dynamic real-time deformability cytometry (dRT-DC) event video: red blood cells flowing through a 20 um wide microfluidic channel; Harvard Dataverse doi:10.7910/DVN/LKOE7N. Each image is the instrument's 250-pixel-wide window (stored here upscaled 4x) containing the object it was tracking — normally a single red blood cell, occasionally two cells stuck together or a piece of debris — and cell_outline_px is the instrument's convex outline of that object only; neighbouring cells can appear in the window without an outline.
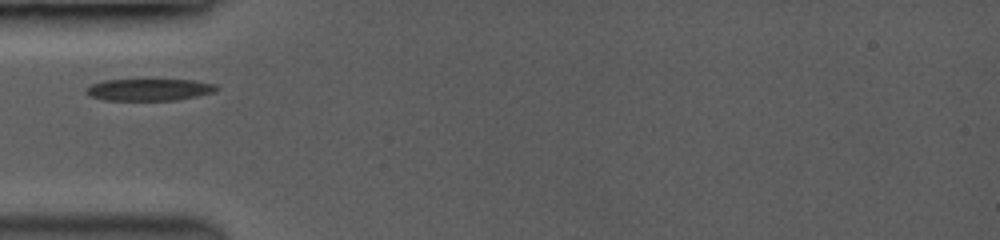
{"species": "common noctule bat (a hibernating species)", "species_latin": "Nyctalus noctula", "temperature_condition": "room temperature", "stored_images_in_passage": 79, "camera_frame_rate_fps": 3500, "um_per_image_px": 0.085, "animal": {"sex": "female", "body_mass_g": 19.0, "forearm_length_mm": 53.3}, "frame": {"image": 1, "passage_image": 1, "time_ms": 0.0, "image_size_px": [1000, 240], "cell_outline_px": [[216, 88], [212, 92], [196, 96], [172, 100], [108, 100], [92, 96], [88, 92], [88, 88], [92, 84], [104, 80], [192, 80], [216, 84]], "centroid_in_image_um": [12.69, 7.61], "position_along_channel_um": 72.3, "area_um2": 16.07}}
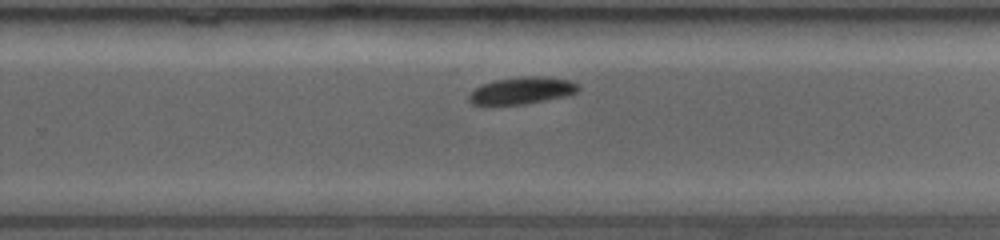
{"frame": {"image": 2, "passage_image": 45, "time_ms": 5.429, "image_size_px": [1000, 240], "cell_outline_px": [[580, 88], [576, 92], [560, 96], [524, 104], [472, 104], [468, 100], [468, 96], [476, 88], [484, 84], [496, 80], [568, 80], [576, 84]], "centroid_in_image_um": [44.25, 7.77], "position_along_channel_um": 285.6, "area_um2": 15.26}}
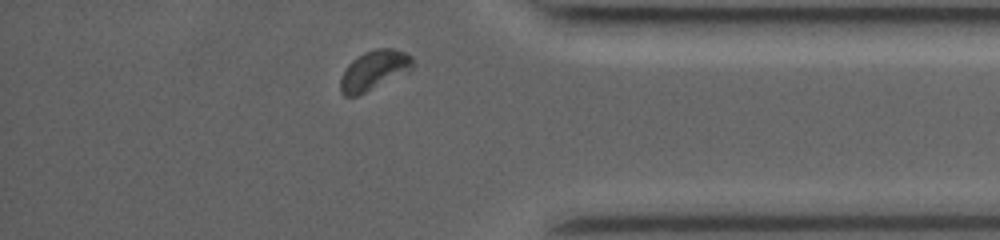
{"frame": {"image": 3, "passage_image": 70, "time_ms": 8.571, "image_size_px": [1000, 240], "cell_outline_px": [[412, 68], [408, 72], [356, 96], [344, 96], [340, 92], [340, 80], [348, 64], [352, 60], [364, 52], [380, 48], [392, 48], [404, 52], [412, 56]], "centroid_in_image_um": [31.78, 5.97], "position_along_channel_um": 403.4, "area_um2": 16.42}}